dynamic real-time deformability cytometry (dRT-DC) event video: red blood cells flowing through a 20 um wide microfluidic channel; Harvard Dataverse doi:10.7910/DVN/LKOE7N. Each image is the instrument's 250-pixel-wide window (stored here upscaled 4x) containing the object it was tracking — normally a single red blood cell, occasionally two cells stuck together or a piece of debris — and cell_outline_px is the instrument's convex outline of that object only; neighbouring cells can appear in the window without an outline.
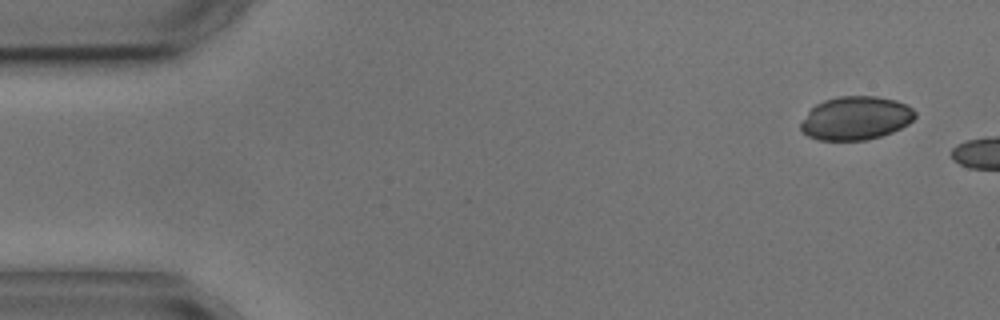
{"species": "common noctule bat (a hibernating species)", "species_latin": "Nyctalus noctula", "temperature_condition": "cold", "stored_images_in_passage": 4, "camera_frame_rate_fps": 3000, "um_per_image_px": 0.085, "animal": {"sex": "male", "body_mass_g": 17.9, "forearm_length_mm": 54.2}, "frame": {"image": 1, "passage_image": 1, "time_ms": 0.0, "image_size_px": [1000, 320], "cell_outline_px": [[916, 116], [908, 124], [892, 132], [880, 136], [864, 140], [820, 140], [808, 136], [800, 128], [800, 124], [808, 112], [816, 104], [824, 100], [840, 96], [876, 96], [896, 100], [912, 108], [916, 112]], "centroid_in_image_um": [72.75, 10.04], "position_along_channel_um": 12.3, "area_um2": 28.78}}